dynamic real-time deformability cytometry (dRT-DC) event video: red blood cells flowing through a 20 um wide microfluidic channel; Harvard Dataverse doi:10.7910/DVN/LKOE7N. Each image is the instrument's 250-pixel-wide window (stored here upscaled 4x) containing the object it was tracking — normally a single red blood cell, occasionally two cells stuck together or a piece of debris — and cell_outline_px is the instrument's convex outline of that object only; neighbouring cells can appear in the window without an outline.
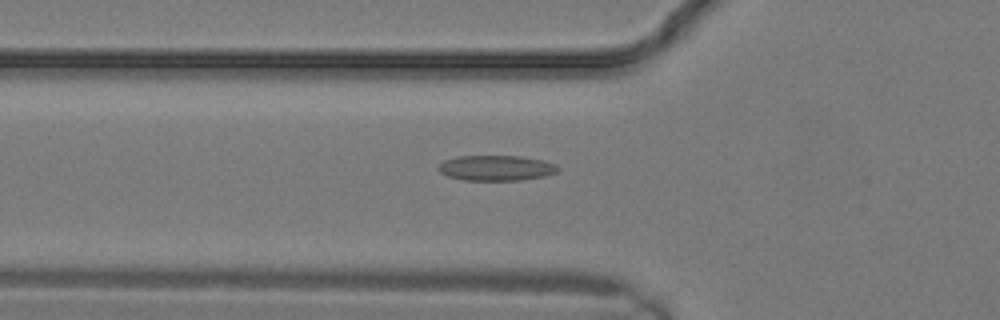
{"species": "common noctule bat (a hibernating species)", "species_latin": "Nyctalus noctula", "temperature_condition": "warm", "stored_images_in_passage": 6, "camera_frame_rate_fps": 3000, "um_per_image_px": 0.085, "animal": {"sex": "male", "body_mass_g": 19.2, "forearm_length_mm": 51.8}, "frame": {"image": 1, "passage_image": 4, "time_ms": 1.0, "image_size_px": [1000, 320], "cell_outline_px": [[560, 168], [556, 172], [544, 176], [520, 180], [464, 180], [448, 176], [440, 172], [436, 168], [444, 160], [456, 156], [520, 156], [544, 160], [556, 164]], "centroid_in_image_um": [42.17, 14.27], "position_along_channel_um": 83.6, "area_um2": 17.69}}
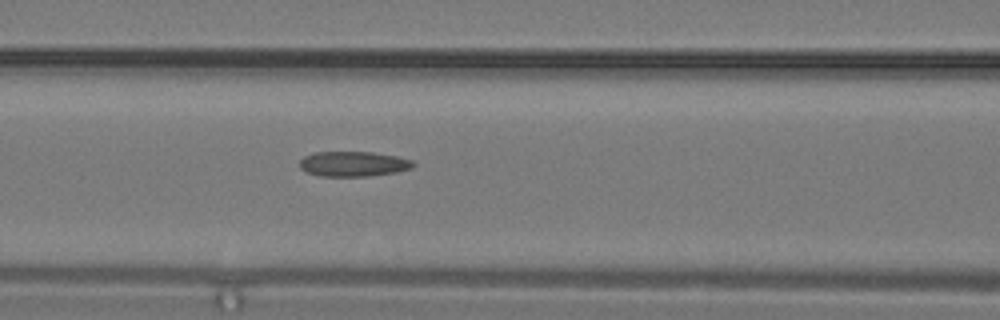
{"frame": {"image": 2, "passage_image": 6, "time_ms": 1.667, "image_size_px": [1000, 320], "cell_outline_px": [[416, 164], [412, 168], [396, 172], [368, 176], [320, 176], [304, 172], [300, 168], [300, 160], [304, 156], [316, 152], [372, 152], [396, 156], [412, 160]], "centroid_in_image_um": [30.02, 13.93], "position_along_channel_um": 136.6, "area_um2": 16.65}}